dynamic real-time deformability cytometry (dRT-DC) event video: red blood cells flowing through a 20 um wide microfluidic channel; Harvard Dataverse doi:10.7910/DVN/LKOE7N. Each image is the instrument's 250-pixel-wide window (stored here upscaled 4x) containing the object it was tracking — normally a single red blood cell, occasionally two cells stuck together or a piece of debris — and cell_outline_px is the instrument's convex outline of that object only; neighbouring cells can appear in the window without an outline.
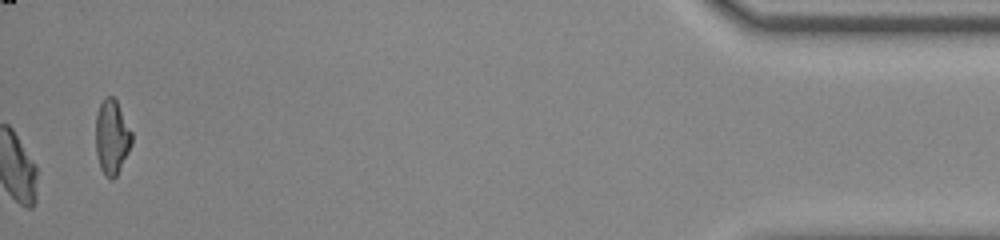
{"species": "common noctule bat (a hibernating species)", "species_latin": "Nyctalus noctula", "temperature_condition": "room temperature", "stored_images_in_passage": 53, "camera_frame_rate_fps": 3000, "um_per_image_px": 0.085, "animal": {"sex": "male", "body_mass_g": 20.0, "forearm_length_mm": 53.3}, "frame": {"image": 1, "passage_image": 53, "time_ms": 17.333, "image_size_px": [1000, 240], "cell_outline_px": [[132, 144], [116, 176], [112, 180], [104, 176], [100, 168], [96, 152], [96, 112], [104, 96], [112, 96], [116, 100], [132, 132]], "centroid_in_image_um": [9.5, 11.65], "position_along_channel_um": 425.7, "area_um2": 15.72}, "authors_computed_cell_mechanics": {"area_um2": 18.5538, "velocity_mm_per_s": 3.9306, "shape_relaxation_time_tau1_ms": 6.3435, "shape_relaxation_time_tau2_ms": 1.3732, "deformation_change_tau1": 0.1748, "deformation_change_tau2": 0.0707}}